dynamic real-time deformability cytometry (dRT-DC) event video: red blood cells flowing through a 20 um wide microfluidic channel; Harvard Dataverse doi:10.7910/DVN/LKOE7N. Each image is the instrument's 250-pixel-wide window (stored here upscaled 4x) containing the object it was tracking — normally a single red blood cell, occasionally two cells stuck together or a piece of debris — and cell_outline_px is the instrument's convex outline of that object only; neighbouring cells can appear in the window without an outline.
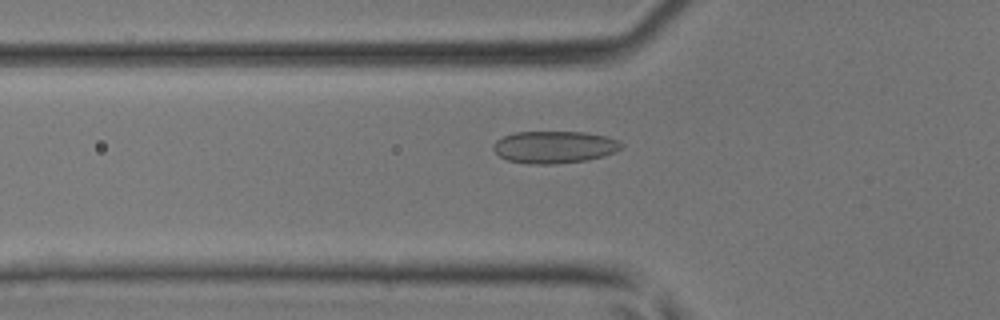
{"species": "common noctule bat (a hibernating species)", "species_latin": "Nyctalus noctula", "temperature_condition": "room temperature", "stored_images_in_passage": 31, "camera_frame_rate_fps": 3000, "um_per_image_px": 0.085, "animal": {"sex": "male", "body_mass_g": 17.9, "forearm_length_mm": 54.2}, "frame": {"image": 1, "passage_image": 2, "time_ms": 0.333, "image_size_px": [1000, 320], "cell_outline_px": [[624, 148], [616, 152], [604, 156], [588, 160], [552, 164], [528, 164], [508, 160], [500, 156], [492, 148], [492, 144], [496, 140], [504, 136], [516, 132], [584, 132], [604, 136], [620, 140], [624, 144]], "centroid_in_image_um": [47.16, 12.5], "position_along_channel_um": 78.6, "area_um2": 24.22}}
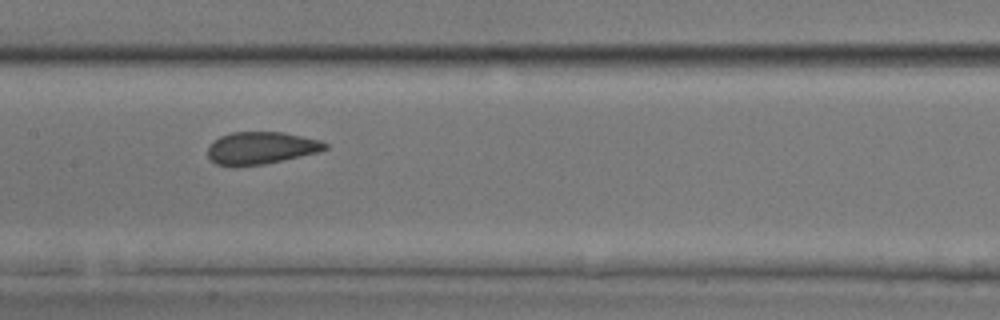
{"frame": {"image": 2, "passage_image": 9, "time_ms": 2.667, "image_size_px": [1000, 320], "cell_outline_px": [[328, 148], [320, 152], [284, 160], [264, 164], [236, 168], [232, 168], [216, 164], [208, 156], [208, 148], [212, 140], [220, 136], [232, 132], [284, 132], [320, 140], [328, 144]], "centroid_in_image_um": [22.17, 12.6], "position_along_channel_um": 185.2, "area_um2": 22.6}}
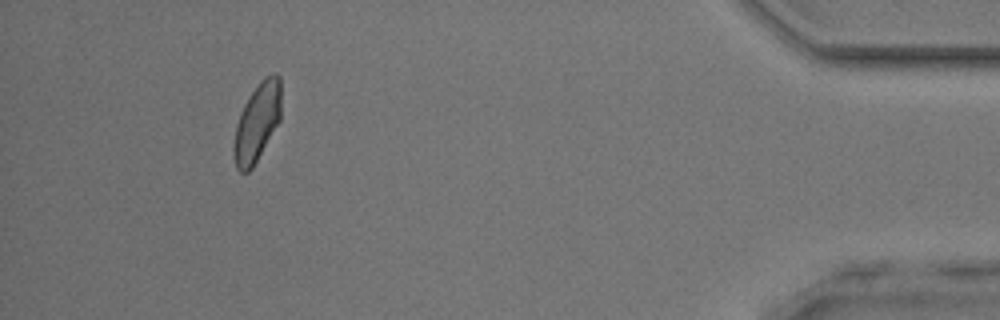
{"frame": {"image": 3, "passage_image": 28, "time_ms": 9.0, "image_size_px": [1000, 320], "cell_outline_px": [[280, 120], [252, 168], [248, 172], [240, 172], [236, 168], [232, 156], [232, 148], [236, 124], [240, 112], [244, 104], [260, 80], [264, 76], [272, 72], [276, 72], [280, 76]], "centroid_in_image_um": [21.83, 10.39], "position_along_channel_um": 413.4, "area_um2": 21.73}}